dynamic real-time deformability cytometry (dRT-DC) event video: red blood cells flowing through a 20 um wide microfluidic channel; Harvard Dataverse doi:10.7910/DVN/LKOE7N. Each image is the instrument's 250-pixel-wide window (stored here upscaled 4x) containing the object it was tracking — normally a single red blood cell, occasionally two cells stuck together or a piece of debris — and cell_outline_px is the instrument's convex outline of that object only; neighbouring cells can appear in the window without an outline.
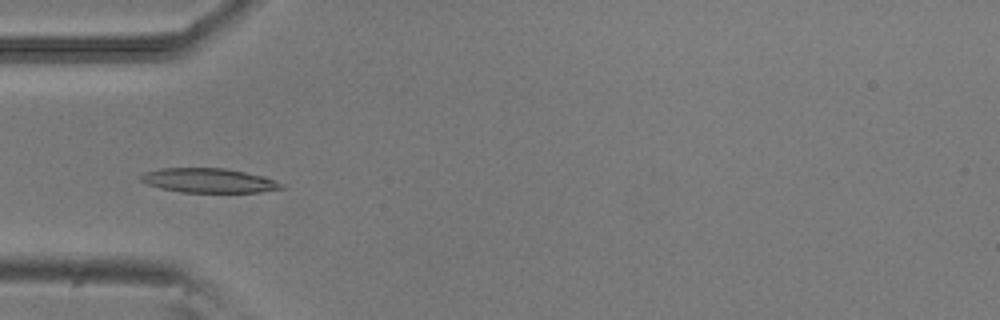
{"species": "common noctule bat (a hibernating species)", "species_latin": "Nyctalus noctula", "temperature_condition": "room temperature", "stored_images_in_passage": 52, "camera_frame_rate_fps": 3000, "um_per_image_px": 0.085, "animal": {"sex": "male", "body_mass_g": 20.5, "forearm_length_mm": 52.5}, "frame": {"image": 1, "passage_image": 16, "time_ms": 5.0, "image_size_px": [1000, 320], "cell_outline_px": [[288, 188], [260, 192], [180, 192], [160, 188], [148, 184], [140, 180], [140, 176], [144, 172], [160, 168], [224, 168], [264, 176], [284, 184]], "centroid_in_image_um": [17.77, 15.34], "position_along_channel_um": 67.2, "area_um2": 20.06}}
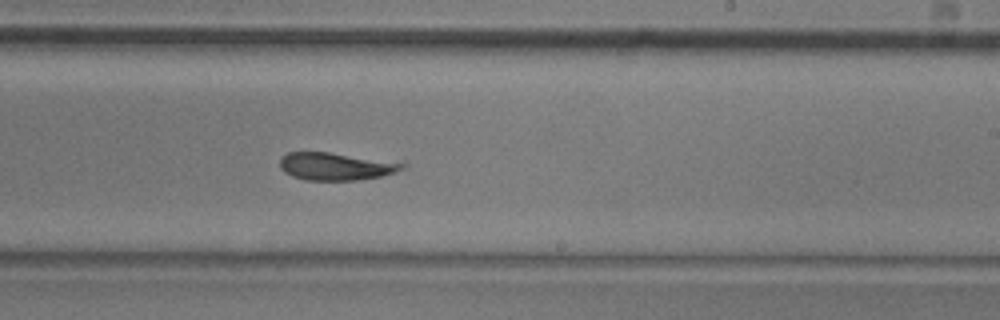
{"frame": {"image": 2, "passage_image": 31, "time_ms": 10.0, "image_size_px": [1000, 320], "cell_outline_px": [[408, 168], [380, 176], [356, 180], [304, 180], [292, 176], [284, 172], [280, 168], [280, 156], [288, 152], [328, 152], [408, 164]], "centroid_in_image_um": [28.5, 14.14], "position_along_channel_um": 260.5, "area_um2": 19.54}}
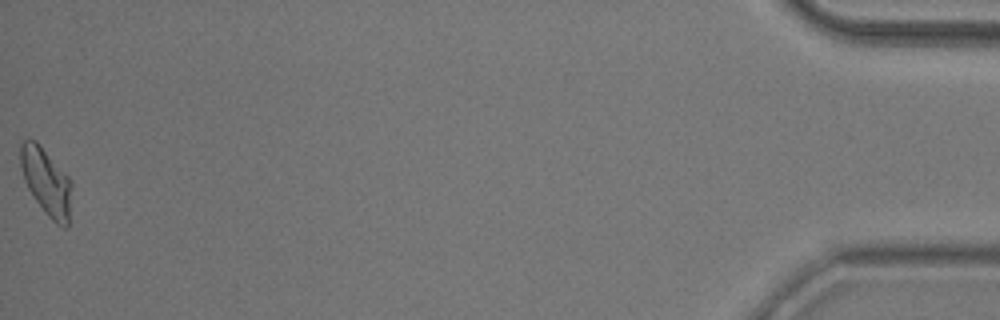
{"frame": {"image": 3, "passage_image": 52, "time_ms": 17.0, "image_size_px": [1000, 320], "cell_outline_px": [[72, 184], [68, 228], [64, 228], [56, 224], [48, 216], [36, 200], [28, 188], [24, 180], [20, 168], [20, 144], [24, 140], [36, 140], [72, 180]], "centroid_in_image_um": [3.95, 15.45], "position_along_channel_um": 431.3, "area_um2": 20.06}}